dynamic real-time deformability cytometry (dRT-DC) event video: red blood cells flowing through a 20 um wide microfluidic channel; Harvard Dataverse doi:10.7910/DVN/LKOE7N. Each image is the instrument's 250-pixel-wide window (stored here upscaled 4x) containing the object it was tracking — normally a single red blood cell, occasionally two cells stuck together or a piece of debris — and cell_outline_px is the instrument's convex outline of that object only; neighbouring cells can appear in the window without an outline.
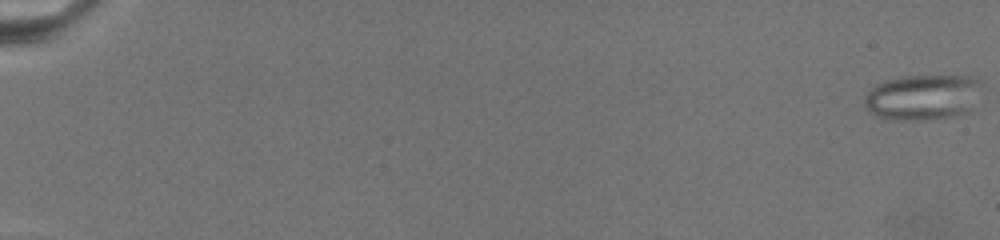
{"species": "common noctule bat (a hibernating species)", "species_latin": "Nyctalus noctula", "temperature_condition": "warm", "stored_images_in_passage": 37, "camera_frame_rate_fps": 3000, "um_per_image_px": 0.085, "animal": {"sex": "female", "body_mass_g": 19.5, "forearm_length_mm": 54.1}, "frame": {"image": 1, "passage_image": 1, "time_ms": 0.0, "image_size_px": [1000, 240], "cell_outline_px": [[976, 80], [972, 108], [968, 112], [948, 116], [920, 120], [904, 120], [876, 116], [864, 104], [864, 96], [876, 84], [888, 80], [908, 76], [968, 76]], "centroid_in_image_um": [78.33, 8.27], "position_along_channel_um": 6.7, "area_um2": 29.88}}
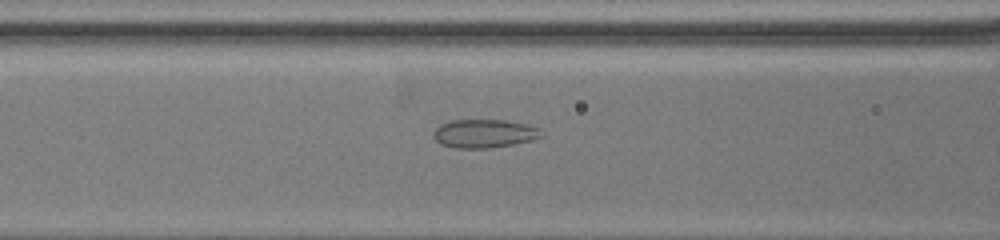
{"frame": {"image": 2, "passage_image": 23, "time_ms": 11.667, "image_size_px": [1000, 240], "cell_outline_px": [[544, 136], [532, 140], [492, 148], [452, 148], [440, 144], [432, 136], [432, 132], [440, 124], [452, 120], [508, 120], [528, 124], [540, 128]], "centroid_in_image_um": [41.16, 11.35], "position_along_channel_um": 125.4, "area_um2": 18.21}}
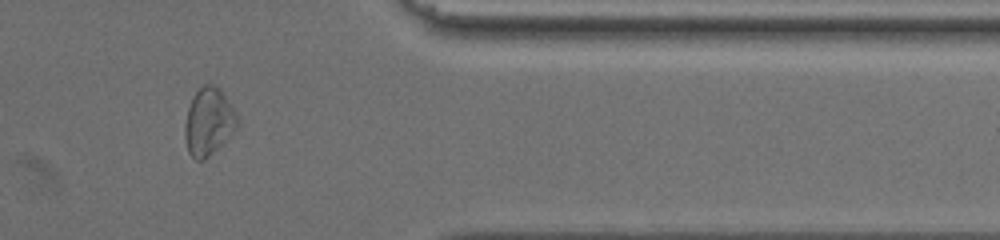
{"frame": {"image": 3, "passage_image": 33, "time_ms": 21.333, "image_size_px": [1000, 240], "cell_outline_px": [[240, 124], [204, 160], [196, 160], [188, 152], [184, 136], [184, 128], [188, 108], [192, 96], [204, 84], [212, 84], [220, 88], [224, 92], [236, 112]], "centroid_in_image_um": [17.73, 10.3], "position_along_channel_um": 393.7, "area_um2": 20.52}}